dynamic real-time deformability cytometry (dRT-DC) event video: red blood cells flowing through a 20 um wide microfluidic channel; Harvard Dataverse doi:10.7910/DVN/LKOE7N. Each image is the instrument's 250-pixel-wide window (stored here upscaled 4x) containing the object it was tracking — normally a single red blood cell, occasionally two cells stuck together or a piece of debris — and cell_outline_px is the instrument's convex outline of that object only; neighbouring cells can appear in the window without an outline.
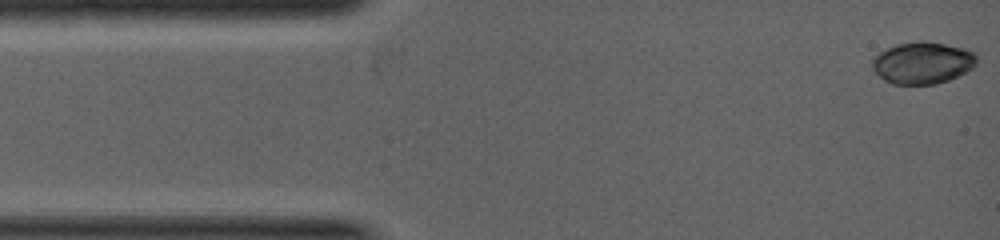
{"species": "common noctule bat (a hibernating species)", "species_latin": "Nyctalus noctula", "temperature_condition": "warm", "stored_images_in_passage": 7, "camera_frame_rate_fps": 5000, "um_per_image_px": 0.085, "animal": {"sex": "female", "body_mass_g": 19.0, "forearm_length_mm": 53.3}, "frame": {"image": 1, "passage_image": 1, "time_ms": 0.0, "image_size_px": [1000, 240], "cell_outline_px": [[976, 64], [972, 68], [948, 80], [936, 84], [892, 84], [884, 80], [872, 68], [872, 60], [880, 52], [896, 44], [920, 40], [924, 40], [944, 44], [960, 48], [972, 52], [976, 56]], "centroid_in_image_um": [78.39, 5.34], "position_along_channel_um": 6.6, "area_um2": 25.2}}
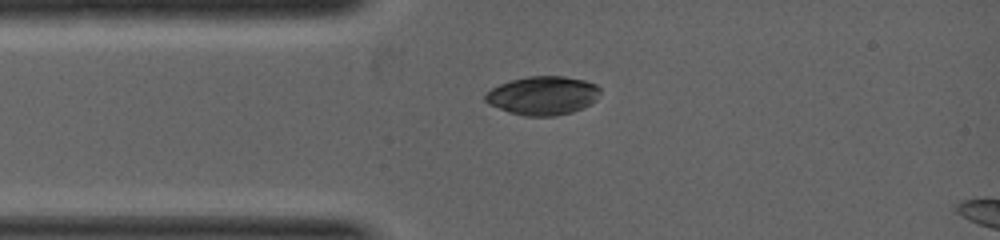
{"frame": {"image": 2, "passage_image": 5, "time_ms": 1.4, "image_size_px": [1000, 240], "cell_outline_px": [[600, 92], [596, 100], [572, 112], [556, 116], [524, 116], [508, 112], [488, 104], [484, 100], [484, 96], [492, 88], [500, 84], [512, 80], [528, 76], [564, 76], [584, 80], [596, 84], [600, 88]], "centroid_in_image_um": [46.13, 8.12], "position_along_channel_um": 38.9, "area_um2": 25.84}}
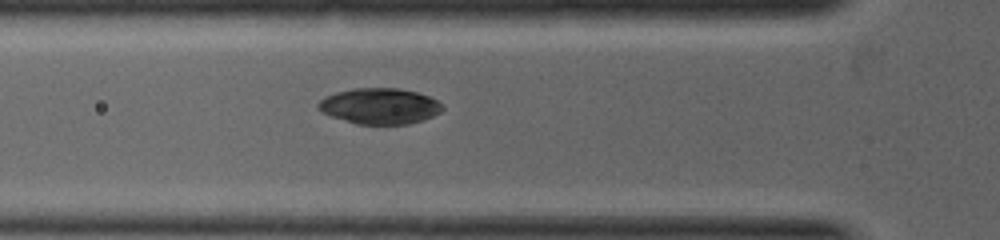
{"frame": {"image": 3, "passage_image": 7, "time_ms": 2.2, "image_size_px": [1000, 240], "cell_outline_px": [[444, 108], [440, 112], [424, 120], [408, 124], [356, 124], [320, 112], [316, 108], [316, 104], [324, 96], [336, 92], [352, 88], [396, 88], [416, 92], [428, 96], [444, 104]], "centroid_in_image_um": [32.25, 9.01], "position_along_channel_um": 93.6, "area_um2": 26.13}}